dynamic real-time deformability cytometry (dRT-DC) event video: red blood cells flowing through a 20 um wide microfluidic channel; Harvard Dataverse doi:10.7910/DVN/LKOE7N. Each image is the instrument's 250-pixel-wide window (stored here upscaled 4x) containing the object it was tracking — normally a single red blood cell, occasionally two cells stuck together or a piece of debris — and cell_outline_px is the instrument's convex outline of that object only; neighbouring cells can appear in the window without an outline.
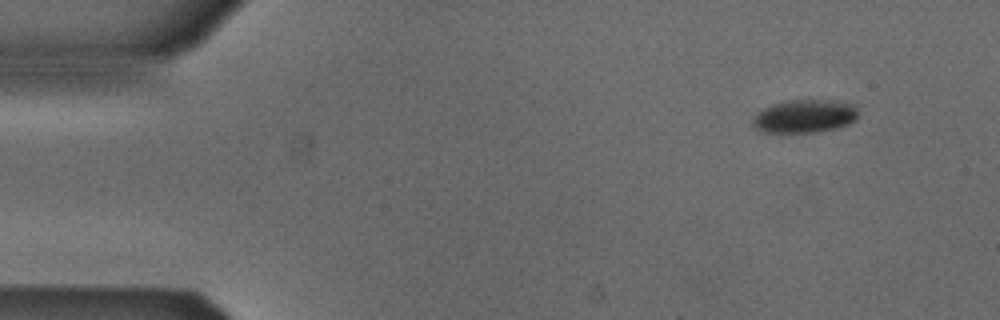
{"species": "Egyptian fruit bat (a non-hibernating species)", "species_latin": "Rousettus aegyptiacus", "temperature_condition": "cold", "stored_images_in_passage": 5, "camera_frame_rate_fps": 3000, "um_per_image_px": 0.085, "animal": {"sex": "male"}, "frame": {"image": 1, "passage_image": 1, "time_ms": 0.0, "image_size_px": [1000, 320], "cell_outline_px": [[856, 120], [848, 124], [836, 128], [812, 132], [760, 132], [752, 124], [752, 120], [764, 108], [772, 104], [788, 100], [832, 100], [852, 104], [856, 108]], "centroid_in_image_um": [68.38, 9.87], "position_along_channel_um": 16.6, "area_um2": 20.11}}
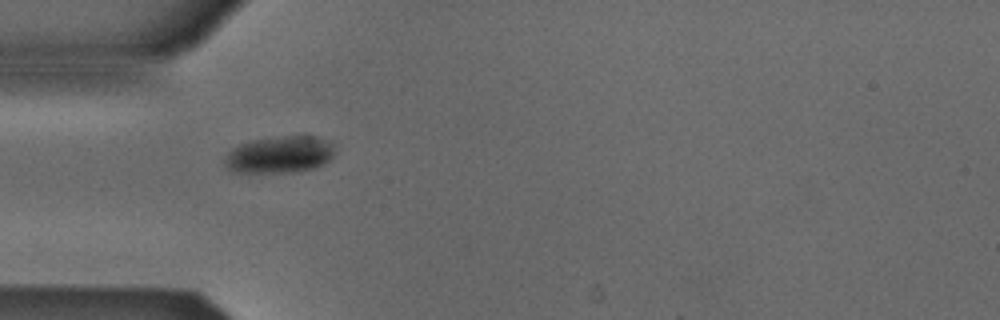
{"frame": {"image": 2, "passage_image": 4, "time_ms": 1.0, "image_size_px": [1000, 320], "cell_outline_px": [[332, 156], [324, 164], [316, 168], [300, 172], [232, 172], [224, 164], [224, 160], [228, 152], [232, 148], [240, 144], [252, 140], [284, 136], [316, 136], [332, 144]], "centroid_in_image_um": [23.74, 13.16], "position_along_channel_um": 61.3, "area_um2": 23.58}}